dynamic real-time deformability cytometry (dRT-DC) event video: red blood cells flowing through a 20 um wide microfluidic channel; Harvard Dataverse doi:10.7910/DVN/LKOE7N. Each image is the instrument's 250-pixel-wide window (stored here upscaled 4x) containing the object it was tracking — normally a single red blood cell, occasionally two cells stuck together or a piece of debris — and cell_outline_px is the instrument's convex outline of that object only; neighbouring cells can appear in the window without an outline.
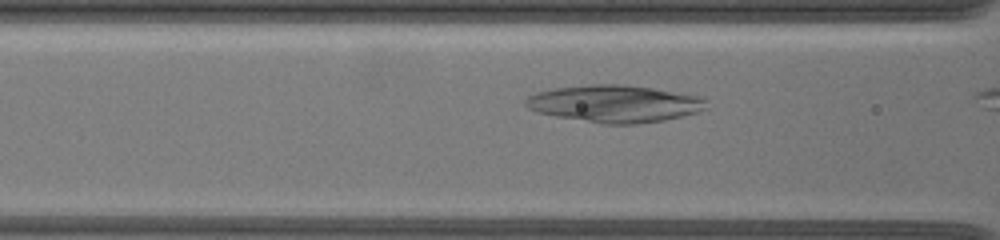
{"species": "common noctule bat (a hibernating species)", "species_latin": "Nyctalus noctula", "temperature_condition": "warm", "stored_images_in_passage": 6, "camera_frame_rate_fps": 3000, "um_per_image_px": 0.085, "animal": {"sex": "female", "body_mass_g": 19.5, "forearm_length_mm": 54.1}, "frame": {"image": 1, "passage_image": 4, "time_ms": 1.333, "image_size_px": [1000, 240], "cell_outline_px": [[708, 108], [696, 112], [664, 120], [636, 124], [604, 124], [556, 116], [536, 112], [528, 108], [524, 104], [524, 100], [528, 96], [536, 92], [552, 88], [588, 84], [624, 84], [652, 88], [700, 96], [704, 100]], "centroid_in_image_um": [52.19, 8.8], "position_along_channel_um": 114.4, "area_um2": 39.19}}